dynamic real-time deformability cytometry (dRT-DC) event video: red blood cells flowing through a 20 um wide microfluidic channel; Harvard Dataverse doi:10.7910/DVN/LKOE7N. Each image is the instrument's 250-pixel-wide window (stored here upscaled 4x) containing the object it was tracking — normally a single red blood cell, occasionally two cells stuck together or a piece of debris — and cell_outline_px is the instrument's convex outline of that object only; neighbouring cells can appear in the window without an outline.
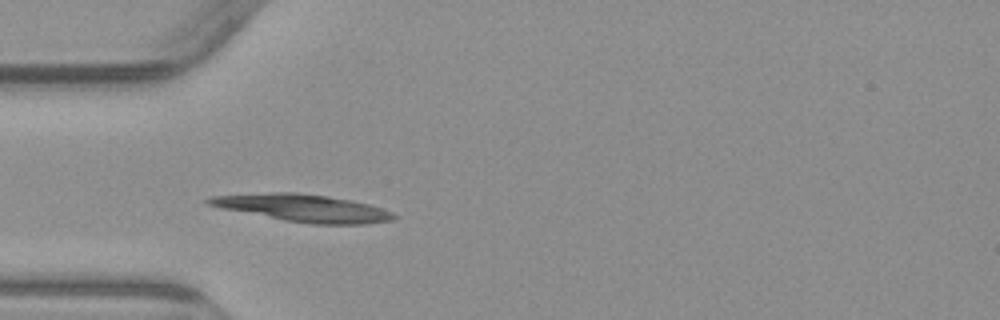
{"species": "common noctule bat (a hibernating species)", "species_latin": "Nyctalus noctula", "temperature_condition": "warm", "stored_images_in_passage": 3, "camera_frame_rate_fps": 3000, "um_per_image_px": 0.085, "animal": {"sex": "male", "body_mass_g": 23.1, "forearm_length_mm": 52.7}, "frame": {"image": 1, "passage_image": 3, "time_ms": 2.333, "image_size_px": [1000, 320], "cell_outline_px": [[400, 216], [392, 220], [368, 224], [312, 224], [284, 220], [220, 208], [208, 204], [204, 200], [208, 196], [272, 192], [296, 192], [328, 196], [352, 200], [368, 204], [392, 212]], "centroid_in_image_um": [25.76, 17.68], "position_along_channel_um": 59.2, "area_um2": 29.59}}